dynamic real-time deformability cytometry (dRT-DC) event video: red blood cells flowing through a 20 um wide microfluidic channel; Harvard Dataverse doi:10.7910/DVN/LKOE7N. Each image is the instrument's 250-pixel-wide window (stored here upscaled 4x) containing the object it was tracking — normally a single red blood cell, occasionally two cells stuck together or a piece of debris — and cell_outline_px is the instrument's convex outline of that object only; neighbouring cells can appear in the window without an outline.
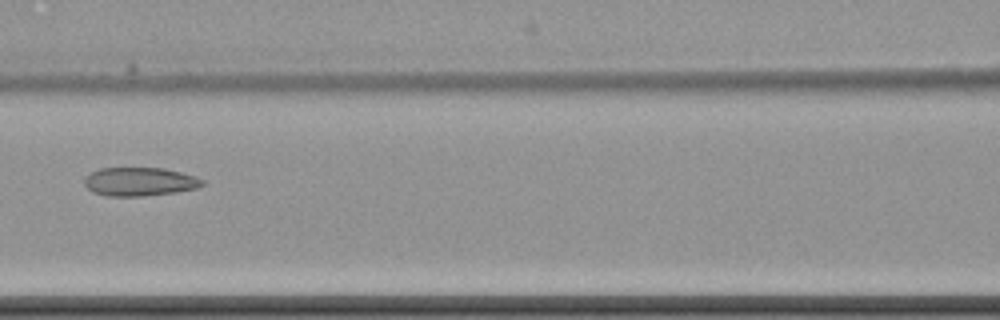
{"species": "common noctule bat (a hibernating species)", "species_latin": "Nyctalus noctula", "temperature_condition": "cold", "stored_images_in_passage": 8, "camera_frame_rate_fps": 3000, "um_per_image_px": 0.085, "animal": {"sex": "female", "body_mass_g": 22.7, "forearm_length_mm": 54.2}, "frame": {"image": 1, "passage_image": 7, "time_ms": 8.333, "image_size_px": [1000, 320], "cell_outline_px": [[204, 184], [196, 188], [176, 192], [144, 196], [108, 196], [92, 192], [84, 184], [84, 176], [100, 168], [164, 168], [196, 176], [204, 180]], "centroid_in_image_um": [11.86, 15.44], "position_along_channel_um": 154.7, "area_um2": 19.71}}
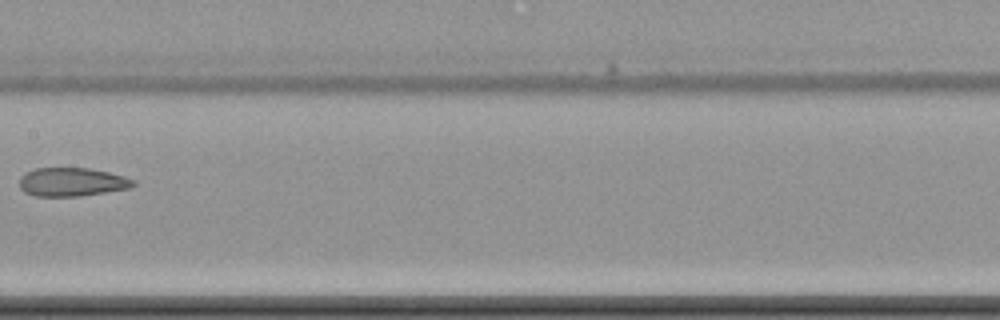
{"frame": {"image": 2, "passage_image": 8, "time_ms": 9.667, "image_size_px": [1000, 320], "cell_outline_px": [[136, 184], [132, 188], [80, 196], [36, 196], [24, 192], [20, 188], [20, 176], [36, 168], [88, 168], [108, 172], [124, 176], [136, 180]], "centroid_in_image_um": [6.15, 15.47], "position_along_channel_um": 201.3, "area_um2": 19.02}}